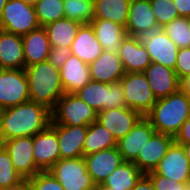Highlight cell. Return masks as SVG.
Listing matches in <instances>:
<instances>
[{
  "mask_svg": "<svg viewBox=\"0 0 190 190\" xmlns=\"http://www.w3.org/2000/svg\"><path fill=\"white\" fill-rule=\"evenodd\" d=\"M50 123L51 110L30 100L4 109L0 119V144L17 137H33Z\"/></svg>",
  "mask_w": 190,
  "mask_h": 190,
  "instance_id": "1",
  "label": "cell"
},
{
  "mask_svg": "<svg viewBox=\"0 0 190 190\" xmlns=\"http://www.w3.org/2000/svg\"><path fill=\"white\" fill-rule=\"evenodd\" d=\"M190 116V97L180 89L167 97L157 99L145 115L156 132L173 137Z\"/></svg>",
  "mask_w": 190,
  "mask_h": 190,
  "instance_id": "2",
  "label": "cell"
},
{
  "mask_svg": "<svg viewBox=\"0 0 190 190\" xmlns=\"http://www.w3.org/2000/svg\"><path fill=\"white\" fill-rule=\"evenodd\" d=\"M30 101L42 104L49 110L65 93L60 71L47 60L25 67Z\"/></svg>",
  "mask_w": 190,
  "mask_h": 190,
  "instance_id": "3",
  "label": "cell"
},
{
  "mask_svg": "<svg viewBox=\"0 0 190 190\" xmlns=\"http://www.w3.org/2000/svg\"><path fill=\"white\" fill-rule=\"evenodd\" d=\"M97 113L75 93H64L51 110L50 124L88 126L97 121Z\"/></svg>",
  "mask_w": 190,
  "mask_h": 190,
  "instance_id": "4",
  "label": "cell"
},
{
  "mask_svg": "<svg viewBox=\"0 0 190 190\" xmlns=\"http://www.w3.org/2000/svg\"><path fill=\"white\" fill-rule=\"evenodd\" d=\"M75 94L97 112L127 107L120 82L108 84L91 80Z\"/></svg>",
  "mask_w": 190,
  "mask_h": 190,
  "instance_id": "5",
  "label": "cell"
},
{
  "mask_svg": "<svg viewBox=\"0 0 190 190\" xmlns=\"http://www.w3.org/2000/svg\"><path fill=\"white\" fill-rule=\"evenodd\" d=\"M127 107L145 116L157 101L144 72L125 73L119 81Z\"/></svg>",
  "mask_w": 190,
  "mask_h": 190,
  "instance_id": "6",
  "label": "cell"
},
{
  "mask_svg": "<svg viewBox=\"0 0 190 190\" xmlns=\"http://www.w3.org/2000/svg\"><path fill=\"white\" fill-rule=\"evenodd\" d=\"M48 171L60 182L64 190H94L95 188L83 157L59 159Z\"/></svg>",
  "mask_w": 190,
  "mask_h": 190,
  "instance_id": "7",
  "label": "cell"
},
{
  "mask_svg": "<svg viewBox=\"0 0 190 190\" xmlns=\"http://www.w3.org/2000/svg\"><path fill=\"white\" fill-rule=\"evenodd\" d=\"M35 7L21 0H8L0 18V29L23 36L39 28Z\"/></svg>",
  "mask_w": 190,
  "mask_h": 190,
  "instance_id": "8",
  "label": "cell"
},
{
  "mask_svg": "<svg viewBox=\"0 0 190 190\" xmlns=\"http://www.w3.org/2000/svg\"><path fill=\"white\" fill-rule=\"evenodd\" d=\"M29 100L25 69H0V106L3 110Z\"/></svg>",
  "mask_w": 190,
  "mask_h": 190,
  "instance_id": "9",
  "label": "cell"
},
{
  "mask_svg": "<svg viewBox=\"0 0 190 190\" xmlns=\"http://www.w3.org/2000/svg\"><path fill=\"white\" fill-rule=\"evenodd\" d=\"M8 151L14 169L23 179H30L41 171L33 157V137H17L1 143Z\"/></svg>",
  "mask_w": 190,
  "mask_h": 190,
  "instance_id": "10",
  "label": "cell"
},
{
  "mask_svg": "<svg viewBox=\"0 0 190 190\" xmlns=\"http://www.w3.org/2000/svg\"><path fill=\"white\" fill-rule=\"evenodd\" d=\"M145 175H162L169 180L188 183L190 163L186 158L182 145L174 141L157 167Z\"/></svg>",
  "mask_w": 190,
  "mask_h": 190,
  "instance_id": "11",
  "label": "cell"
},
{
  "mask_svg": "<svg viewBox=\"0 0 190 190\" xmlns=\"http://www.w3.org/2000/svg\"><path fill=\"white\" fill-rule=\"evenodd\" d=\"M150 56L151 62L175 68L179 47L160 28L140 37Z\"/></svg>",
  "mask_w": 190,
  "mask_h": 190,
  "instance_id": "12",
  "label": "cell"
},
{
  "mask_svg": "<svg viewBox=\"0 0 190 190\" xmlns=\"http://www.w3.org/2000/svg\"><path fill=\"white\" fill-rule=\"evenodd\" d=\"M160 29L153 13L150 0H131L129 5L126 34L141 37Z\"/></svg>",
  "mask_w": 190,
  "mask_h": 190,
  "instance_id": "13",
  "label": "cell"
},
{
  "mask_svg": "<svg viewBox=\"0 0 190 190\" xmlns=\"http://www.w3.org/2000/svg\"><path fill=\"white\" fill-rule=\"evenodd\" d=\"M33 157L41 171H48L60 159L57 133L50 125L33 136Z\"/></svg>",
  "mask_w": 190,
  "mask_h": 190,
  "instance_id": "14",
  "label": "cell"
},
{
  "mask_svg": "<svg viewBox=\"0 0 190 190\" xmlns=\"http://www.w3.org/2000/svg\"><path fill=\"white\" fill-rule=\"evenodd\" d=\"M156 130L150 121L142 116L133 126L132 130L123 138L117 141V149L122 159L128 162H134L138 153L150 140Z\"/></svg>",
  "mask_w": 190,
  "mask_h": 190,
  "instance_id": "15",
  "label": "cell"
},
{
  "mask_svg": "<svg viewBox=\"0 0 190 190\" xmlns=\"http://www.w3.org/2000/svg\"><path fill=\"white\" fill-rule=\"evenodd\" d=\"M142 115L128 107L106 109L97 113V122L105 126L118 141L126 136Z\"/></svg>",
  "mask_w": 190,
  "mask_h": 190,
  "instance_id": "16",
  "label": "cell"
},
{
  "mask_svg": "<svg viewBox=\"0 0 190 190\" xmlns=\"http://www.w3.org/2000/svg\"><path fill=\"white\" fill-rule=\"evenodd\" d=\"M174 142L169 134L155 132L133 162L143 174L152 172Z\"/></svg>",
  "mask_w": 190,
  "mask_h": 190,
  "instance_id": "17",
  "label": "cell"
},
{
  "mask_svg": "<svg viewBox=\"0 0 190 190\" xmlns=\"http://www.w3.org/2000/svg\"><path fill=\"white\" fill-rule=\"evenodd\" d=\"M83 158L87 172L95 185L103 184L105 179L124 161L117 147L85 155Z\"/></svg>",
  "mask_w": 190,
  "mask_h": 190,
  "instance_id": "18",
  "label": "cell"
},
{
  "mask_svg": "<svg viewBox=\"0 0 190 190\" xmlns=\"http://www.w3.org/2000/svg\"><path fill=\"white\" fill-rule=\"evenodd\" d=\"M118 56L125 73L144 72L152 63L140 37L126 35L121 41Z\"/></svg>",
  "mask_w": 190,
  "mask_h": 190,
  "instance_id": "19",
  "label": "cell"
},
{
  "mask_svg": "<svg viewBox=\"0 0 190 190\" xmlns=\"http://www.w3.org/2000/svg\"><path fill=\"white\" fill-rule=\"evenodd\" d=\"M56 131L59 141L60 159L83 157V144L87 126H66L64 124H50Z\"/></svg>",
  "mask_w": 190,
  "mask_h": 190,
  "instance_id": "20",
  "label": "cell"
},
{
  "mask_svg": "<svg viewBox=\"0 0 190 190\" xmlns=\"http://www.w3.org/2000/svg\"><path fill=\"white\" fill-rule=\"evenodd\" d=\"M156 99L164 98L180 89L174 69L152 62L144 71Z\"/></svg>",
  "mask_w": 190,
  "mask_h": 190,
  "instance_id": "21",
  "label": "cell"
},
{
  "mask_svg": "<svg viewBox=\"0 0 190 190\" xmlns=\"http://www.w3.org/2000/svg\"><path fill=\"white\" fill-rule=\"evenodd\" d=\"M91 80L103 83H117L125 72L118 53L103 50L100 56L89 64Z\"/></svg>",
  "mask_w": 190,
  "mask_h": 190,
  "instance_id": "22",
  "label": "cell"
},
{
  "mask_svg": "<svg viewBox=\"0 0 190 190\" xmlns=\"http://www.w3.org/2000/svg\"><path fill=\"white\" fill-rule=\"evenodd\" d=\"M59 71L65 93H75L91 81L89 64L73 54L69 56Z\"/></svg>",
  "mask_w": 190,
  "mask_h": 190,
  "instance_id": "23",
  "label": "cell"
},
{
  "mask_svg": "<svg viewBox=\"0 0 190 190\" xmlns=\"http://www.w3.org/2000/svg\"><path fill=\"white\" fill-rule=\"evenodd\" d=\"M0 69H25L22 36L0 29Z\"/></svg>",
  "mask_w": 190,
  "mask_h": 190,
  "instance_id": "24",
  "label": "cell"
},
{
  "mask_svg": "<svg viewBox=\"0 0 190 190\" xmlns=\"http://www.w3.org/2000/svg\"><path fill=\"white\" fill-rule=\"evenodd\" d=\"M25 67L48 59L51 45L43 26L22 36Z\"/></svg>",
  "mask_w": 190,
  "mask_h": 190,
  "instance_id": "25",
  "label": "cell"
},
{
  "mask_svg": "<svg viewBox=\"0 0 190 190\" xmlns=\"http://www.w3.org/2000/svg\"><path fill=\"white\" fill-rule=\"evenodd\" d=\"M70 49L73 55L86 64L94 62L103 51L91 24L80 26Z\"/></svg>",
  "mask_w": 190,
  "mask_h": 190,
  "instance_id": "26",
  "label": "cell"
},
{
  "mask_svg": "<svg viewBox=\"0 0 190 190\" xmlns=\"http://www.w3.org/2000/svg\"><path fill=\"white\" fill-rule=\"evenodd\" d=\"M91 26L103 50L118 53L121 41L125 38V27L106 19H93Z\"/></svg>",
  "mask_w": 190,
  "mask_h": 190,
  "instance_id": "27",
  "label": "cell"
},
{
  "mask_svg": "<svg viewBox=\"0 0 190 190\" xmlns=\"http://www.w3.org/2000/svg\"><path fill=\"white\" fill-rule=\"evenodd\" d=\"M81 25L82 23L68 18L59 19L45 25L44 28L51 47L71 48Z\"/></svg>",
  "mask_w": 190,
  "mask_h": 190,
  "instance_id": "28",
  "label": "cell"
},
{
  "mask_svg": "<svg viewBox=\"0 0 190 190\" xmlns=\"http://www.w3.org/2000/svg\"><path fill=\"white\" fill-rule=\"evenodd\" d=\"M112 147H117V141L105 126L97 121L87 126V133L83 144L84 156Z\"/></svg>",
  "mask_w": 190,
  "mask_h": 190,
  "instance_id": "29",
  "label": "cell"
},
{
  "mask_svg": "<svg viewBox=\"0 0 190 190\" xmlns=\"http://www.w3.org/2000/svg\"><path fill=\"white\" fill-rule=\"evenodd\" d=\"M131 0H97L94 2V18L106 19L126 27Z\"/></svg>",
  "mask_w": 190,
  "mask_h": 190,
  "instance_id": "30",
  "label": "cell"
},
{
  "mask_svg": "<svg viewBox=\"0 0 190 190\" xmlns=\"http://www.w3.org/2000/svg\"><path fill=\"white\" fill-rule=\"evenodd\" d=\"M143 175L133 162L123 161L103 184L111 189L131 190Z\"/></svg>",
  "mask_w": 190,
  "mask_h": 190,
  "instance_id": "31",
  "label": "cell"
},
{
  "mask_svg": "<svg viewBox=\"0 0 190 190\" xmlns=\"http://www.w3.org/2000/svg\"><path fill=\"white\" fill-rule=\"evenodd\" d=\"M64 0H37L34 7L40 26L65 18Z\"/></svg>",
  "mask_w": 190,
  "mask_h": 190,
  "instance_id": "32",
  "label": "cell"
},
{
  "mask_svg": "<svg viewBox=\"0 0 190 190\" xmlns=\"http://www.w3.org/2000/svg\"><path fill=\"white\" fill-rule=\"evenodd\" d=\"M65 18L76 20L82 24H90L94 18V2L92 0H64Z\"/></svg>",
  "mask_w": 190,
  "mask_h": 190,
  "instance_id": "33",
  "label": "cell"
},
{
  "mask_svg": "<svg viewBox=\"0 0 190 190\" xmlns=\"http://www.w3.org/2000/svg\"><path fill=\"white\" fill-rule=\"evenodd\" d=\"M162 29L179 49L190 47V27L187 17H177Z\"/></svg>",
  "mask_w": 190,
  "mask_h": 190,
  "instance_id": "34",
  "label": "cell"
},
{
  "mask_svg": "<svg viewBox=\"0 0 190 190\" xmlns=\"http://www.w3.org/2000/svg\"><path fill=\"white\" fill-rule=\"evenodd\" d=\"M22 180L21 175L14 169L8 151L0 144V189L13 186Z\"/></svg>",
  "mask_w": 190,
  "mask_h": 190,
  "instance_id": "35",
  "label": "cell"
},
{
  "mask_svg": "<svg viewBox=\"0 0 190 190\" xmlns=\"http://www.w3.org/2000/svg\"><path fill=\"white\" fill-rule=\"evenodd\" d=\"M150 3L160 28L180 17L173 0H150Z\"/></svg>",
  "mask_w": 190,
  "mask_h": 190,
  "instance_id": "36",
  "label": "cell"
},
{
  "mask_svg": "<svg viewBox=\"0 0 190 190\" xmlns=\"http://www.w3.org/2000/svg\"><path fill=\"white\" fill-rule=\"evenodd\" d=\"M29 190H64L60 182L49 171H39L28 179Z\"/></svg>",
  "mask_w": 190,
  "mask_h": 190,
  "instance_id": "37",
  "label": "cell"
},
{
  "mask_svg": "<svg viewBox=\"0 0 190 190\" xmlns=\"http://www.w3.org/2000/svg\"><path fill=\"white\" fill-rule=\"evenodd\" d=\"M174 71L179 81L190 75V47L179 49Z\"/></svg>",
  "mask_w": 190,
  "mask_h": 190,
  "instance_id": "38",
  "label": "cell"
},
{
  "mask_svg": "<svg viewBox=\"0 0 190 190\" xmlns=\"http://www.w3.org/2000/svg\"><path fill=\"white\" fill-rule=\"evenodd\" d=\"M152 182L155 190H180L185 183L168 179L162 175H146Z\"/></svg>",
  "mask_w": 190,
  "mask_h": 190,
  "instance_id": "39",
  "label": "cell"
},
{
  "mask_svg": "<svg viewBox=\"0 0 190 190\" xmlns=\"http://www.w3.org/2000/svg\"><path fill=\"white\" fill-rule=\"evenodd\" d=\"M71 49L65 47H51L47 61L55 68L60 69L71 55Z\"/></svg>",
  "mask_w": 190,
  "mask_h": 190,
  "instance_id": "40",
  "label": "cell"
},
{
  "mask_svg": "<svg viewBox=\"0 0 190 190\" xmlns=\"http://www.w3.org/2000/svg\"><path fill=\"white\" fill-rule=\"evenodd\" d=\"M176 143H190V116L181 126L180 131L174 137Z\"/></svg>",
  "mask_w": 190,
  "mask_h": 190,
  "instance_id": "41",
  "label": "cell"
},
{
  "mask_svg": "<svg viewBox=\"0 0 190 190\" xmlns=\"http://www.w3.org/2000/svg\"><path fill=\"white\" fill-rule=\"evenodd\" d=\"M177 6L180 17L190 16V0H173Z\"/></svg>",
  "mask_w": 190,
  "mask_h": 190,
  "instance_id": "42",
  "label": "cell"
},
{
  "mask_svg": "<svg viewBox=\"0 0 190 190\" xmlns=\"http://www.w3.org/2000/svg\"><path fill=\"white\" fill-rule=\"evenodd\" d=\"M131 190H155L151 180L144 174Z\"/></svg>",
  "mask_w": 190,
  "mask_h": 190,
  "instance_id": "43",
  "label": "cell"
},
{
  "mask_svg": "<svg viewBox=\"0 0 190 190\" xmlns=\"http://www.w3.org/2000/svg\"><path fill=\"white\" fill-rule=\"evenodd\" d=\"M0 190H29V184L27 179H23L21 182L13 185L8 186L6 188H2Z\"/></svg>",
  "mask_w": 190,
  "mask_h": 190,
  "instance_id": "44",
  "label": "cell"
},
{
  "mask_svg": "<svg viewBox=\"0 0 190 190\" xmlns=\"http://www.w3.org/2000/svg\"><path fill=\"white\" fill-rule=\"evenodd\" d=\"M180 90L190 97V75L180 80Z\"/></svg>",
  "mask_w": 190,
  "mask_h": 190,
  "instance_id": "45",
  "label": "cell"
},
{
  "mask_svg": "<svg viewBox=\"0 0 190 190\" xmlns=\"http://www.w3.org/2000/svg\"><path fill=\"white\" fill-rule=\"evenodd\" d=\"M182 145V148L185 152L186 158L188 159L190 163V143H178Z\"/></svg>",
  "mask_w": 190,
  "mask_h": 190,
  "instance_id": "46",
  "label": "cell"
},
{
  "mask_svg": "<svg viewBox=\"0 0 190 190\" xmlns=\"http://www.w3.org/2000/svg\"><path fill=\"white\" fill-rule=\"evenodd\" d=\"M94 190H118V189H111L104 184H98V185H95Z\"/></svg>",
  "mask_w": 190,
  "mask_h": 190,
  "instance_id": "47",
  "label": "cell"
},
{
  "mask_svg": "<svg viewBox=\"0 0 190 190\" xmlns=\"http://www.w3.org/2000/svg\"><path fill=\"white\" fill-rule=\"evenodd\" d=\"M8 0H0V18L2 16V13H3V9H4V6L5 4L7 3Z\"/></svg>",
  "mask_w": 190,
  "mask_h": 190,
  "instance_id": "48",
  "label": "cell"
},
{
  "mask_svg": "<svg viewBox=\"0 0 190 190\" xmlns=\"http://www.w3.org/2000/svg\"><path fill=\"white\" fill-rule=\"evenodd\" d=\"M21 1L34 6L37 0H21Z\"/></svg>",
  "mask_w": 190,
  "mask_h": 190,
  "instance_id": "49",
  "label": "cell"
},
{
  "mask_svg": "<svg viewBox=\"0 0 190 190\" xmlns=\"http://www.w3.org/2000/svg\"><path fill=\"white\" fill-rule=\"evenodd\" d=\"M180 190H190V184L185 183L183 188H180Z\"/></svg>",
  "mask_w": 190,
  "mask_h": 190,
  "instance_id": "50",
  "label": "cell"
},
{
  "mask_svg": "<svg viewBox=\"0 0 190 190\" xmlns=\"http://www.w3.org/2000/svg\"><path fill=\"white\" fill-rule=\"evenodd\" d=\"M2 111H3V108L0 106V119H1Z\"/></svg>",
  "mask_w": 190,
  "mask_h": 190,
  "instance_id": "51",
  "label": "cell"
},
{
  "mask_svg": "<svg viewBox=\"0 0 190 190\" xmlns=\"http://www.w3.org/2000/svg\"><path fill=\"white\" fill-rule=\"evenodd\" d=\"M187 19H188V21H189V27H190V16H189V17H187Z\"/></svg>",
  "mask_w": 190,
  "mask_h": 190,
  "instance_id": "52",
  "label": "cell"
}]
</instances>
